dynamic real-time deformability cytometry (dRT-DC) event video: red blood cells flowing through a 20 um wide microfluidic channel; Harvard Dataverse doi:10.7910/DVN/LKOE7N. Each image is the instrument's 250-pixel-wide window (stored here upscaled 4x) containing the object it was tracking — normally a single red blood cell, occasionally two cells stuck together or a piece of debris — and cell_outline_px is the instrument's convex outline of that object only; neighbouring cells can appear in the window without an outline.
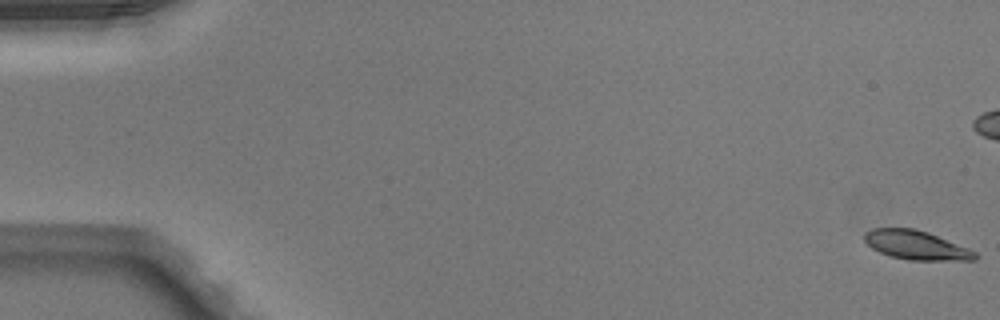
{"species": "Egyptian fruit bat (a non-hibernating species)", "species_latin": "Rousettus aegyptiacus", "temperature_condition": "warm", "stored_images_in_passage": 11, "camera_frame_rate_fps": 3000, "um_per_image_px": 0.085, "animal": {"sex": "male"}, "frame": {"image": 1, "passage_image": 1, "time_ms": 0.0, "image_size_px": [1000, 320], "cell_outline_px": [[980, 256], [976, 260], [908, 260], [892, 256], [880, 252], [872, 248], [864, 240], [864, 232], [872, 228], [916, 228], [928, 232], [968, 248], [976, 252]], "centroid_in_image_um": [77.88, 20.83], "position_along_channel_um": 7.1, "area_um2": 18.73}}